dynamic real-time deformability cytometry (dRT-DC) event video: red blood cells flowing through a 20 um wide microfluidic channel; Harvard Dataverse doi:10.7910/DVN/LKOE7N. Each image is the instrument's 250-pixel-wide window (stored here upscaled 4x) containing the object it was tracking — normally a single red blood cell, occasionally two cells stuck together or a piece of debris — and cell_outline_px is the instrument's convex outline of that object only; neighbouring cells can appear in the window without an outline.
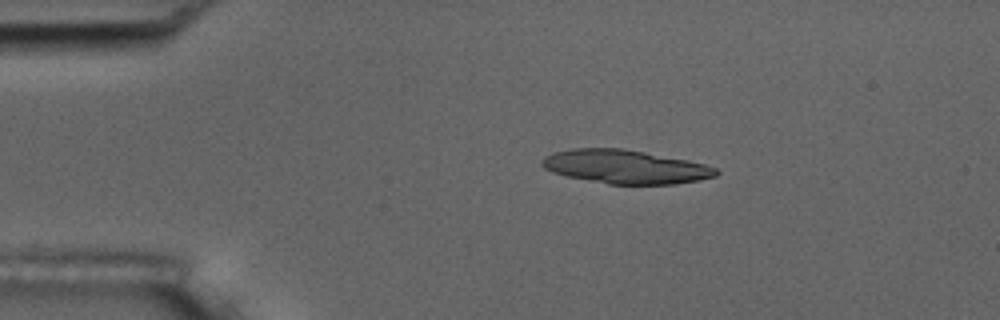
{"species": "common noctule bat (a hibernating species)", "species_latin": "Nyctalus noctula", "temperature_condition": "room temperature", "stored_images_in_passage": 4, "camera_frame_rate_fps": 3000, "um_per_image_px": 0.085, "animal": {"sex": "male", "body_mass_g": 17.5, "forearm_length_mm": 52.3}, "frame": {"image": 1, "passage_image": 3, "time_ms": 2.333, "image_size_px": [1000, 320], "cell_outline_px": [[720, 172], [716, 176], [700, 180], [676, 184], [608, 184], [568, 176], [552, 172], [544, 168], [540, 164], [540, 160], [544, 156], [552, 152], [572, 148], [624, 148], [688, 160], [704, 164], [716, 168]], "centroid_in_image_um": [53.14, 14.17], "position_along_channel_um": 31.9, "area_um2": 34.33}}